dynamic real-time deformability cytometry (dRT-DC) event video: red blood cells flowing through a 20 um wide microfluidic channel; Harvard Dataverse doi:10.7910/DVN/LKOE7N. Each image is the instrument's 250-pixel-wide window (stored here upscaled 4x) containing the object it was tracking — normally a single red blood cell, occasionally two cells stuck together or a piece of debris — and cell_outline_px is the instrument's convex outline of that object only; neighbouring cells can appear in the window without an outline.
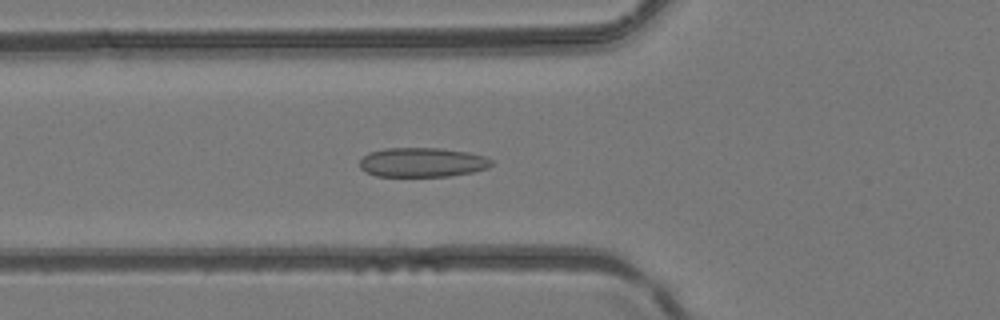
{"species": "common noctule bat (a hibernating species)", "species_latin": "Nyctalus noctula", "temperature_condition": "room temperature", "stored_images_in_passage": 17, "camera_frame_rate_fps": 3000, "um_per_image_px": 0.085, "animal": {"sex": "female", "body_mass_g": 24.6, "forearm_length_mm": 56.2}, "frame": {"image": 1, "passage_image": 4, "time_ms": 1.0, "image_size_px": [1000, 320], "cell_outline_px": [[492, 164], [488, 168], [472, 172], [448, 176], [376, 176], [360, 168], [360, 160], [368, 152], [384, 148], [440, 148], [468, 152], [484, 156], [492, 160]], "centroid_in_image_um": [35.89, 13.79], "position_along_channel_um": 89.9, "area_um2": 22.54}}
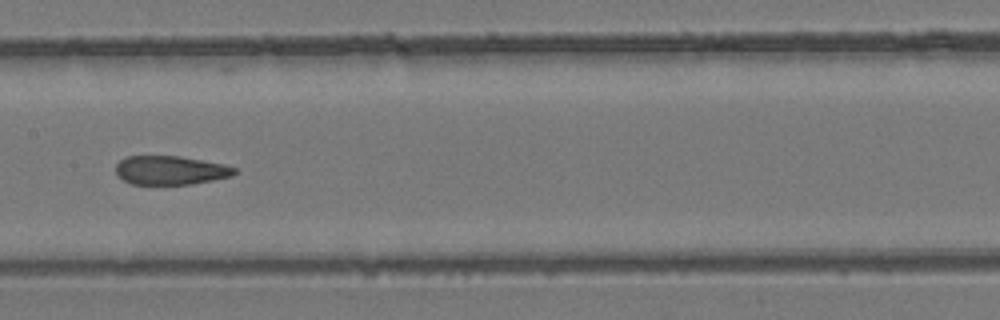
{"frame": {"image": 2, "passage_image": 11, "time_ms": 3.333, "image_size_px": [1000, 320], "cell_outline_px": [[236, 172], [232, 176], [192, 184], [132, 184], [124, 180], [116, 172], [116, 164], [120, 160], [128, 156], [180, 156], [224, 164], [236, 168]], "centroid_in_image_um": [14.5, 14.47], "position_along_channel_um": 192.9, "area_um2": 19.83}}
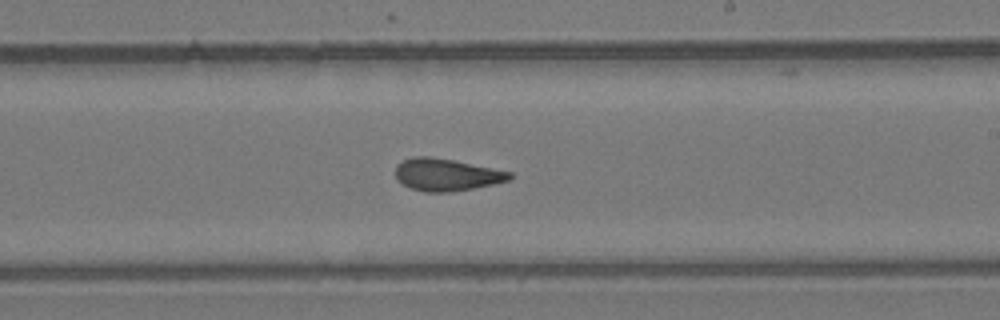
{"frame": {"image": 3, "passage_image": 15, "time_ms": 4.667, "image_size_px": [1000, 320], "cell_outline_px": [[512, 176], [508, 180], [492, 184], [452, 192], [424, 192], [408, 188], [396, 180], [396, 164], [412, 156], [428, 156], [452, 160], [512, 172]], "centroid_in_image_um": [37.88, 14.85], "position_along_channel_um": 251.1, "area_um2": 21.39}}